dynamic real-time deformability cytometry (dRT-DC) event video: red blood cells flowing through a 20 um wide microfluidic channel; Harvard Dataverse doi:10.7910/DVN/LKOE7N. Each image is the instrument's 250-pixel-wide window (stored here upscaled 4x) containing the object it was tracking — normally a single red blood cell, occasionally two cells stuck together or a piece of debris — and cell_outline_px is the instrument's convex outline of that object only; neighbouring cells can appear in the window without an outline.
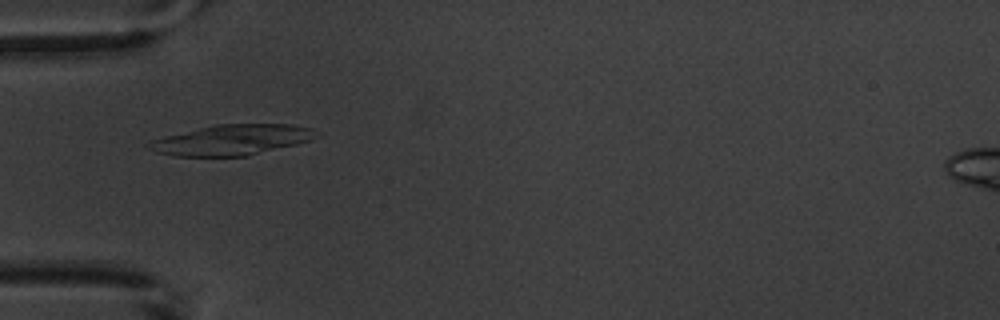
{"species": "common noctule bat (a hibernating species)", "species_latin": "Nyctalus noctula", "temperature_condition": "warm", "stored_images_in_passage": 2, "camera_frame_rate_fps": 3000, "um_per_image_px": 0.085, "animal": {"sex": "male", "body_mass_g": 20.1, "forearm_length_mm": 53.5}, "frame": {"image": 1, "passage_image": 1, "time_ms": 0.0, "image_size_px": [1000, 320], "cell_outline_px": [[324, 132], [320, 136], [312, 140], [248, 156], [172, 156], [156, 152], [144, 148], [144, 144], [152, 140], [164, 136], [216, 124], [292, 124], [312, 128]], "centroid_in_image_um": [19.74, 11.89], "position_along_channel_um": 65.3, "area_um2": 30.17}}